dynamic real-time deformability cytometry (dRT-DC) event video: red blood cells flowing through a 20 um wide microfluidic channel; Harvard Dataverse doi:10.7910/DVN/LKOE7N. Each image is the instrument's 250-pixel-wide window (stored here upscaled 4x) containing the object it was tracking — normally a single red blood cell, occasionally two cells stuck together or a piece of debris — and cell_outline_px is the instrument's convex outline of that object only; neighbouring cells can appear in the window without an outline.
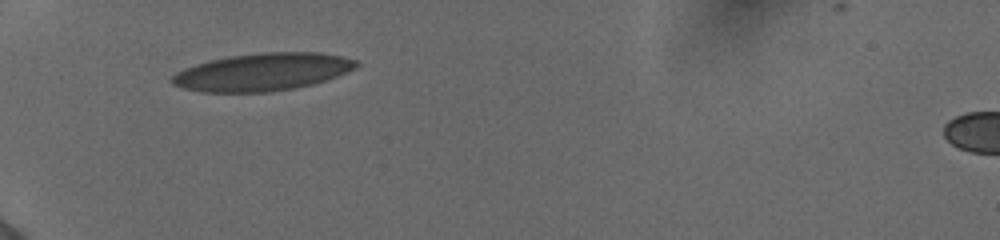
{"species": "human", "species_latin": "Homo sapiens", "temperature_condition": "cold", "stored_images_in_passage": 32, "camera_frame_rate_fps": 3000, "um_per_image_px": 0.085, "donor": {"sex": "female"}, "frame": {"image": 1, "passage_image": 1, "time_ms": 0.0, "image_size_px": [1000, 240], "cell_outline_px": [[360, 64], [356, 68], [336, 76], [312, 84], [292, 88], [268, 92], [200, 92], [184, 88], [172, 84], [172, 76], [176, 72], [184, 68], [196, 64], [228, 56], [260, 52], [320, 52], [340, 56], [356, 60]], "centroid_in_image_um": [22.3, 6.11], "position_along_channel_um": 62.7, "area_um2": 40.17}}
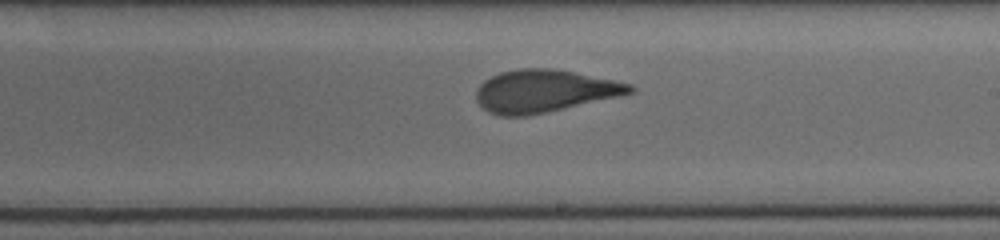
{"frame": {"image": 2, "passage_image": 16, "time_ms": 5.0, "image_size_px": [1000, 240], "cell_outline_px": [[636, 92], [620, 96], [544, 112], [524, 116], [500, 116], [488, 112], [476, 100], [476, 92], [480, 84], [484, 80], [500, 72], [516, 68], [552, 68], [632, 84], [636, 88]], "centroid_in_image_um": [46.25, 7.73], "position_along_channel_um": 242.8, "area_um2": 37.74}}
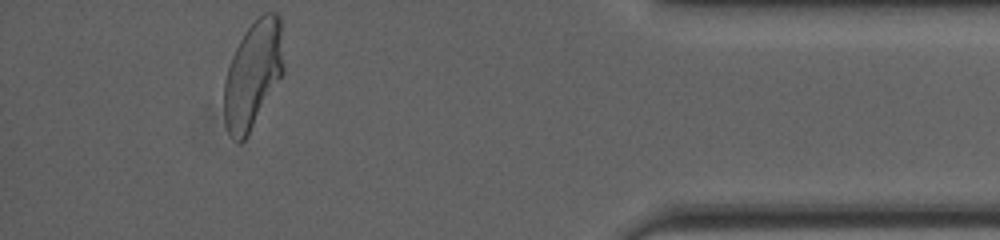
{"frame": {"image": 3, "passage_image": 32, "time_ms": 10.333, "image_size_px": [1000, 240], "cell_outline_px": [[284, 72], [248, 136], [244, 140], [240, 140], [228, 132], [224, 120], [224, 84], [228, 68], [232, 56], [244, 32], [264, 12], [276, 12], [280, 16], [284, 64]], "centroid_in_image_um": [21.52, 6.31], "position_along_channel_um": 413.7, "area_um2": 36.93}, "authors_computed_cell_mechanics": {"area_um2": 37.9168, "velocity_mm_per_s": 3.8891, "shape_relaxation_time_tau1_ms": 5.0242, "shape_relaxation_time_tau2_ms": 1.064, "deformation_change_tau1": 0.1774, "deformation_change_tau2": 0.0801}}